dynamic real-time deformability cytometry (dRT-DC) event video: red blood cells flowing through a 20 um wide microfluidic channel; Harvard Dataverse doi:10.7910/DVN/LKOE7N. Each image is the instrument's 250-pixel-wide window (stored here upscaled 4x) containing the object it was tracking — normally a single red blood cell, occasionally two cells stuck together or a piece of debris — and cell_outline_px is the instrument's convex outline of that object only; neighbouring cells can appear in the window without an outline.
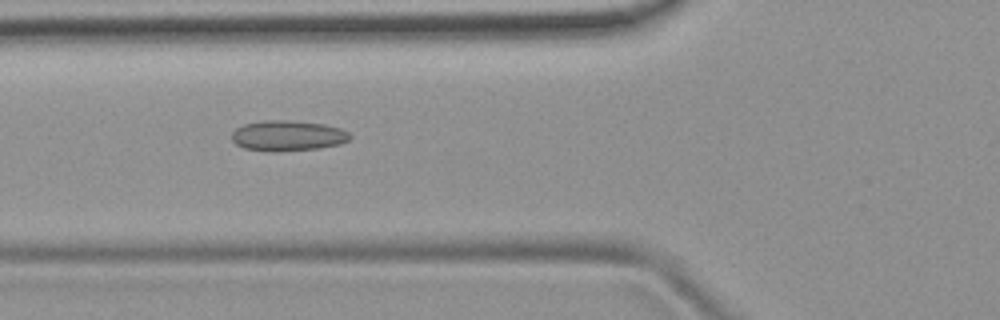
{"species": "common noctule bat (a hibernating species)", "species_latin": "Nyctalus noctula", "temperature_condition": "room temperature", "stored_images_in_passage": 38, "camera_frame_rate_fps": 3000, "um_per_image_px": 0.085, "animal": {"sex": "female", "body_mass_g": 19.9}, "frame": {"image": 1, "passage_image": 5, "time_ms": 1.333, "image_size_px": [1000, 320], "cell_outline_px": [[352, 136], [348, 140], [340, 144], [320, 148], [276, 152], [268, 152], [244, 148], [236, 144], [232, 140], [232, 132], [236, 128], [244, 124], [264, 120], [292, 120], [324, 124], [340, 128], [348, 132]], "centroid_in_image_um": [24.45, 11.54], "position_along_channel_um": 101.3, "area_um2": 21.21}}
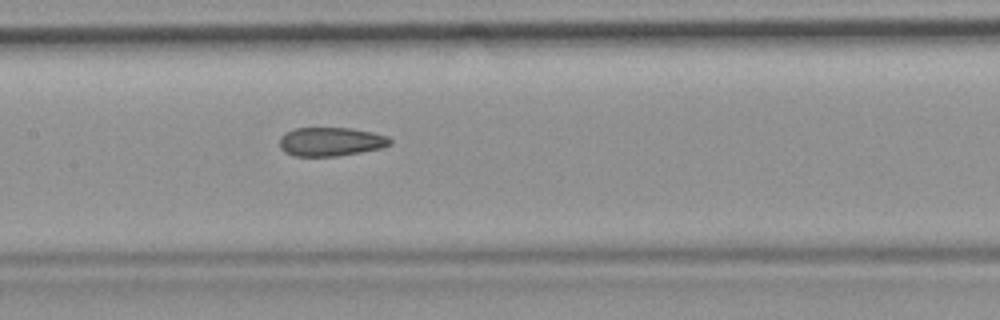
{"frame": {"image": 2, "passage_image": 11, "time_ms": 3.333, "image_size_px": [1000, 320], "cell_outline_px": [[392, 144], [384, 148], [336, 156], [292, 156], [284, 152], [280, 148], [280, 136], [284, 132], [296, 128], [352, 128], [372, 132], [388, 136], [392, 140]], "centroid_in_image_um": [28.12, 12.04], "position_along_channel_um": 179.3, "area_um2": 18.79}}
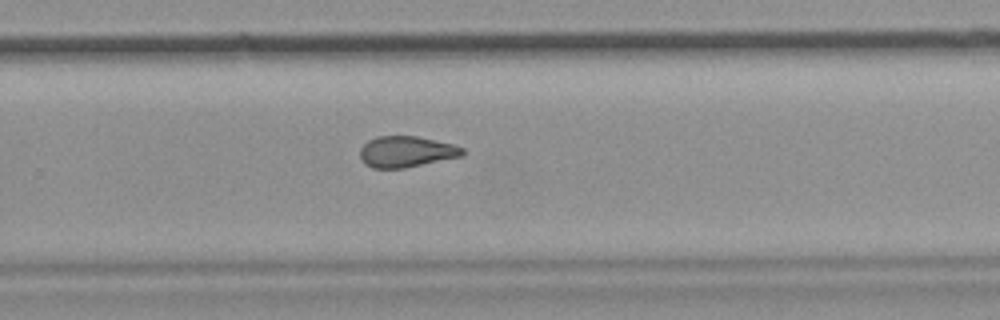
{"frame": {"image": 3, "passage_image": 20, "time_ms": 6.333, "image_size_px": [1000, 320], "cell_outline_px": [[464, 156], [404, 168], [372, 168], [364, 164], [360, 160], [360, 148], [368, 140], [376, 136], [416, 136], [452, 144], [464, 148]], "centroid_in_image_um": [34.51, 12.9], "position_along_channel_um": 295.3, "area_um2": 18.67}, "authors_computed_cell_mechanics": {"area_um2": 19.1896, "velocity_mm_per_s": 3.8902, "shape_relaxation_time_tau1_ms": null, "shape_relaxation_time_tau2_ms": 3.278, "deformation_change_tau1": null, "deformation_change_tau2": 0.0987}}